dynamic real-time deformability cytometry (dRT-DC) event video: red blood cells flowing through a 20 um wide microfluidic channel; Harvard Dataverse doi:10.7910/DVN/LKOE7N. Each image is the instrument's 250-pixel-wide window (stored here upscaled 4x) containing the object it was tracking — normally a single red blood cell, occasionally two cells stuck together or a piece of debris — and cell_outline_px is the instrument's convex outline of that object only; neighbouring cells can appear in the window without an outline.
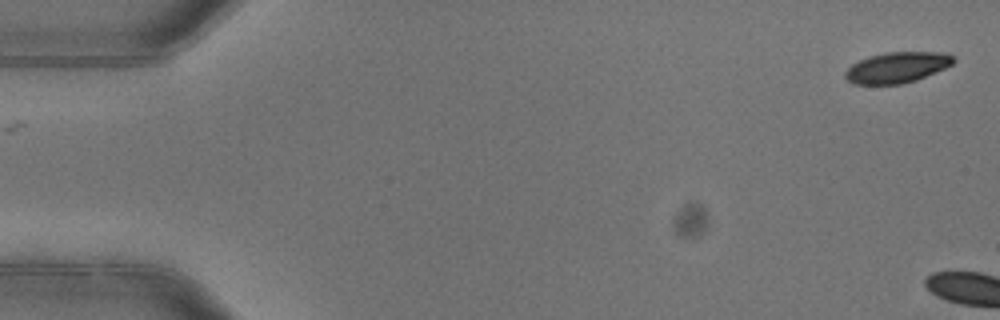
{"species": "common noctule bat (a hibernating species)", "species_latin": "Nyctalus noctula", "temperature_condition": "warm", "stored_images_in_passage": 5, "camera_frame_rate_fps": 3000, "um_per_image_px": 0.085, "animal": {"sex": "female"}, "frame": {"image": 1, "passage_image": 1, "time_ms": 0.0, "image_size_px": [1000, 320], "cell_outline_px": [[956, 60], [952, 64], [944, 68], [916, 80], [900, 84], [852, 84], [844, 76], [844, 72], [852, 64], [868, 56], [884, 52], [944, 52], [952, 56]], "centroid_in_image_um": [76.22, 5.72], "position_along_channel_um": 8.8, "area_um2": 19.36}}
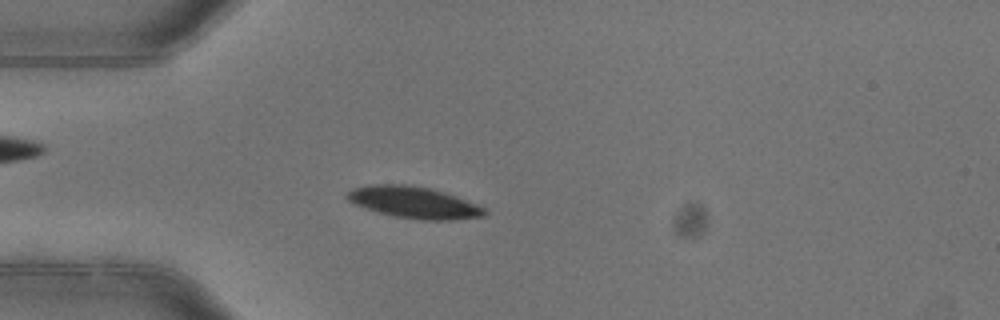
{"frame": {"image": 2, "passage_image": 5, "time_ms": 1.333, "image_size_px": [1000, 320], "cell_outline_px": [[488, 212], [484, 216], [452, 220], [420, 220], [392, 216], [376, 212], [364, 208], [348, 200], [344, 196], [352, 188], [368, 184], [404, 184], [428, 188], [444, 192], [476, 204], [484, 208]], "centroid_in_image_um": [35.13, 17.21], "position_along_channel_um": 49.9, "area_um2": 25.37}}